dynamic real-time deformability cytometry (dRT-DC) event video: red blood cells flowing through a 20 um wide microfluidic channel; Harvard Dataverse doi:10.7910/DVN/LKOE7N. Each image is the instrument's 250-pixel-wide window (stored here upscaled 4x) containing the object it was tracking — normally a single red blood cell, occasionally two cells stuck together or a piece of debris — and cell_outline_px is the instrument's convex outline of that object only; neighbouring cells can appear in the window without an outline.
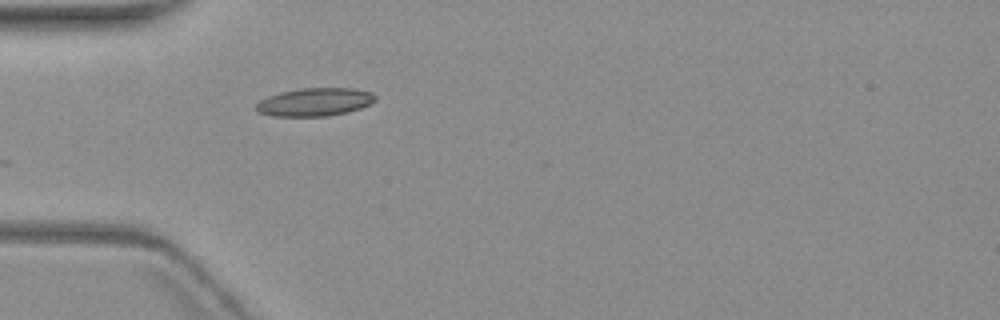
{"species": "common noctule bat (a hibernating species)", "species_latin": "Nyctalus noctula", "temperature_condition": "warm", "stored_images_in_passage": 1, "camera_frame_rate_fps": 3000, "um_per_image_px": 0.085, "animal": {"sex": "female", "body_mass_g": 19.3, "forearm_length_mm": 54.1}, "frame": {"image": 1, "passage_image": 1, "time_ms": 0.0, "image_size_px": [1000, 320], "cell_outline_px": [[376, 100], [360, 108], [348, 112], [328, 116], [272, 116], [256, 112], [256, 104], [260, 100], [268, 96], [280, 92], [300, 88], [352, 88], [372, 92], [376, 96]], "centroid_in_image_um": [26.74, 8.67], "position_along_channel_um": 58.3, "area_um2": 19.59}}